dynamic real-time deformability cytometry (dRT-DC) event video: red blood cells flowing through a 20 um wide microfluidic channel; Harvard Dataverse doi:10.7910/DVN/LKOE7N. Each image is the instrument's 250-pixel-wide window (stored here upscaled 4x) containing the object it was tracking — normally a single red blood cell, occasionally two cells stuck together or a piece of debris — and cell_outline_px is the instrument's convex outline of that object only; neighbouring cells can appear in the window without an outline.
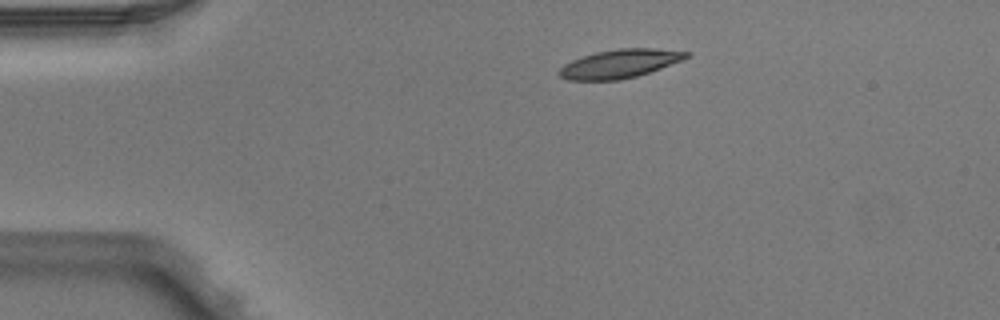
{"species": "Egyptian fruit bat (a non-hibernating species)", "species_latin": "Rousettus aegyptiacus", "temperature_condition": "warm", "stored_images_in_passage": 4, "camera_frame_rate_fps": 3000, "um_per_image_px": 0.085, "animal": {"sex": "male"}, "frame": {"image": 1, "passage_image": 1, "time_ms": 0.0, "image_size_px": [1000, 320], "cell_outline_px": [[692, 52], [688, 56], [680, 60], [660, 68], [636, 76], [620, 80], [568, 80], [560, 76], [556, 72], [564, 64], [572, 60], [596, 52], [616, 48], [652, 48]], "centroid_in_image_um": [52.63, 5.41], "position_along_channel_um": 32.4, "area_um2": 20.98}}
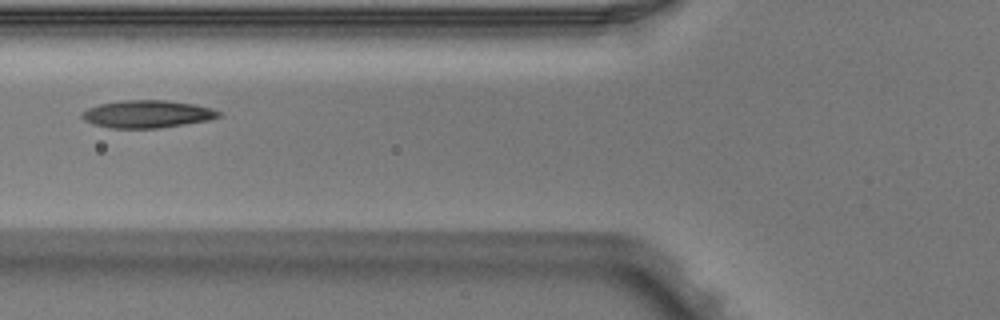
{"frame": {"image": 2, "passage_image": 3, "time_ms": 0.667, "image_size_px": [1000, 320], "cell_outline_px": [[220, 116], [208, 120], [184, 124], [156, 128], [108, 128], [92, 124], [84, 120], [80, 116], [80, 112], [88, 108], [100, 104], [124, 100], [164, 100], [196, 104], [212, 108], [220, 112]], "centroid_in_image_um": [12.47, 9.69], "position_along_channel_um": 113.3, "area_um2": 21.96}}
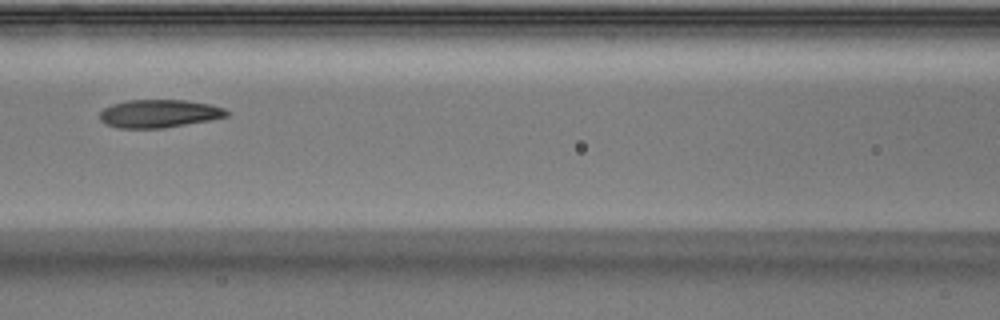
{"frame": {"image": 3, "passage_image": 4, "time_ms": 1.0, "image_size_px": [1000, 320], "cell_outline_px": [[232, 112], [228, 116], [208, 120], [164, 128], [116, 128], [104, 124], [100, 120], [100, 112], [104, 108], [112, 104], [128, 100], [184, 100], [212, 104], [224, 108]], "centroid_in_image_um": [13.52, 9.65], "position_along_channel_um": 153.1, "area_um2": 20.87}}